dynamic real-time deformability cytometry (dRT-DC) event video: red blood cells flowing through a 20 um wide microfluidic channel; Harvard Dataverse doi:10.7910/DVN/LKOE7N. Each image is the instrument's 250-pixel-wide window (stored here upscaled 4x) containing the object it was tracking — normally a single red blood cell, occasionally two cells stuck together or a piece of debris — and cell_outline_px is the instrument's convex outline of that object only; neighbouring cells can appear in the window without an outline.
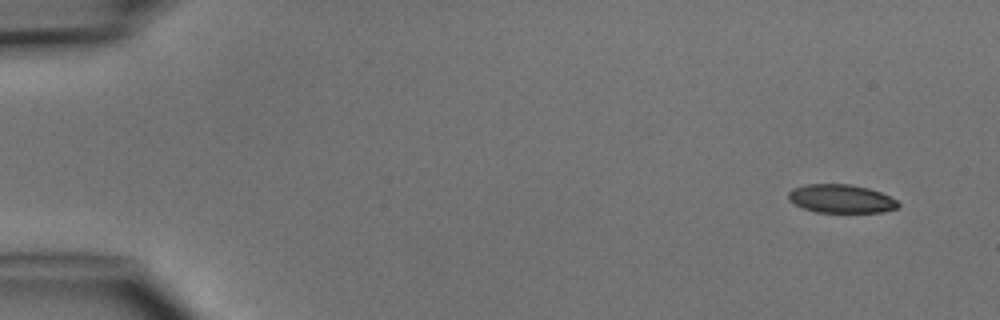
{"species": "common noctule bat (a hibernating species)", "species_latin": "Nyctalus noctula", "temperature_condition": "cold", "stored_images_in_passage": 4, "camera_frame_rate_fps": 3000, "um_per_image_px": 0.085, "animal": {"sex": "male", "body_mass_g": 15.6}, "frame": {"image": 1, "passage_image": 1, "time_ms": 0.0, "image_size_px": [1000, 320], "cell_outline_px": [[900, 204], [896, 208], [884, 212], [816, 212], [804, 208], [788, 200], [788, 192], [792, 188], [804, 184], [848, 184], [868, 188], [880, 192], [896, 200]], "centroid_in_image_um": [71.46, 16.88], "position_along_channel_um": 13.5, "area_um2": 18.15}}
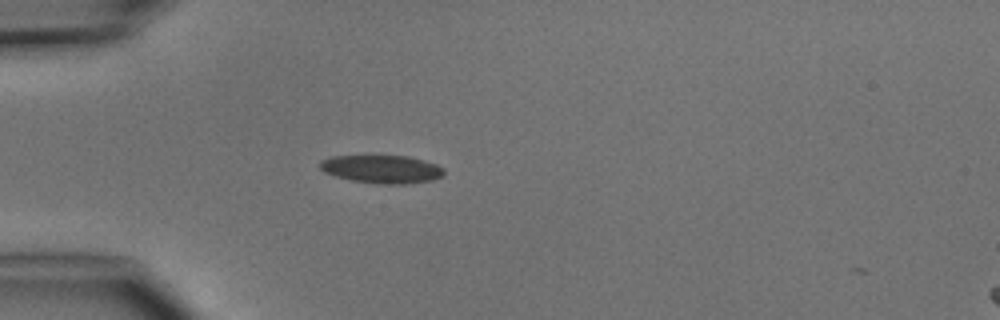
{"frame": {"image": 2, "passage_image": 4, "time_ms": 3.667, "image_size_px": [1000, 320], "cell_outline_px": [[444, 172], [440, 176], [432, 180], [404, 184], [380, 184], [352, 180], [336, 176], [324, 172], [320, 168], [320, 160], [332, 156], [408, 156], [424, 160], [436, 164], [444, 168]], "centroid_in_image_um": [32.45, 14.37], "position_along_channel_um": 52.6, "area_um2": 20.17}}